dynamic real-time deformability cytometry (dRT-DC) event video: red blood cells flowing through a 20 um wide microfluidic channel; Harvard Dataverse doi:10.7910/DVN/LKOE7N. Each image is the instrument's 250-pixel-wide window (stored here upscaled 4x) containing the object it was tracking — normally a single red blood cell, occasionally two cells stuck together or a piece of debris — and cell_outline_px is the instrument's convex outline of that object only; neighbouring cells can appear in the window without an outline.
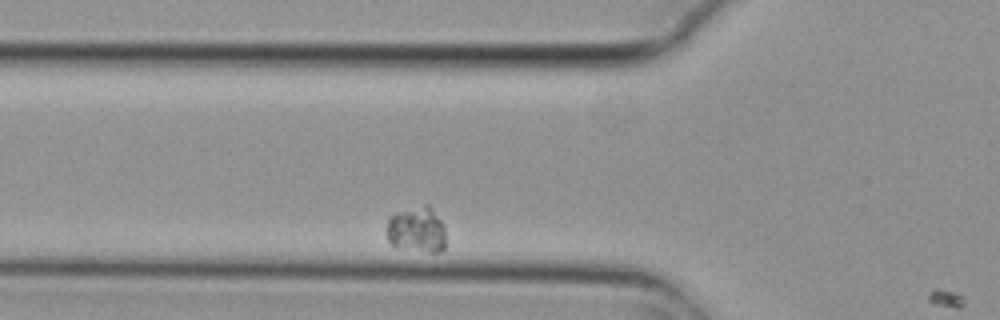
{"species": "common noctule bat (a hibernating species)", "species_latin": "Nyctalus noctula", "temperature_condition": "cold", "stored_images_in_passage": 2, "camera_frame_rate_fps": 3000, "um_per_image_px": 0.085, "animal": {"sex": "female", "body_mass_g": 29.2, "forearm_length_mm": 56.3}, "frame": {"image": 1, "passage_image": 2, "time_ms": 0.333, "image_size_px": [1000, 320], "cell_outline_px": [[444, 248], [440, 252], [432, 252], [396, 248], [388, 240], [388, 216], [396, 212], [424, 204], [428, 204], [432, 208], [444, 224]], "centroid_in_image_um": [35.42, 19.51], "position_along_channel_um": 90.4, "area_um2": 15.9}}